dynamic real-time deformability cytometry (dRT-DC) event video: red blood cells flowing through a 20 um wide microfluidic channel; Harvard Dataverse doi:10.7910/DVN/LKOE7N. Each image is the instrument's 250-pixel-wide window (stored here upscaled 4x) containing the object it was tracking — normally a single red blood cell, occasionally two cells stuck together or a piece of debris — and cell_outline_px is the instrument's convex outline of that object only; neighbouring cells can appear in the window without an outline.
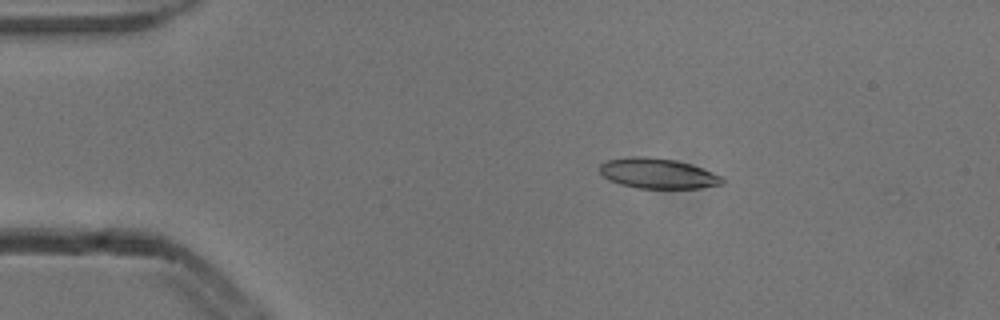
{"species": "common noctule bat (a hibernating species)", "species_latin": "Nyctalus noctula", "temperature_condition": "cold", "stored_images_in_passage": 5, "camera_frame_rate_fps": 3000, "um_per_image_px": 0.085, "animal": {"sex": "male", "body_mass_g": 13.3}, "frame": {"image": 1, "passage_image": 2, "time_ms": 0.333, "image_size_px": [1000, 320], "cell_outline_px": [[724, 184], [700, 188], [636, 188], [620, 184], [608, 180], [600, 172], [600, 164], [608, 160], [632, 156], [644, 156], [676, 160], [700, 168], [720, 176], [724, 180]], "centroid_in_image_um": [55.87, 14.75], "position_along_channel_um": 29.1, "area_um2": 21.39}}
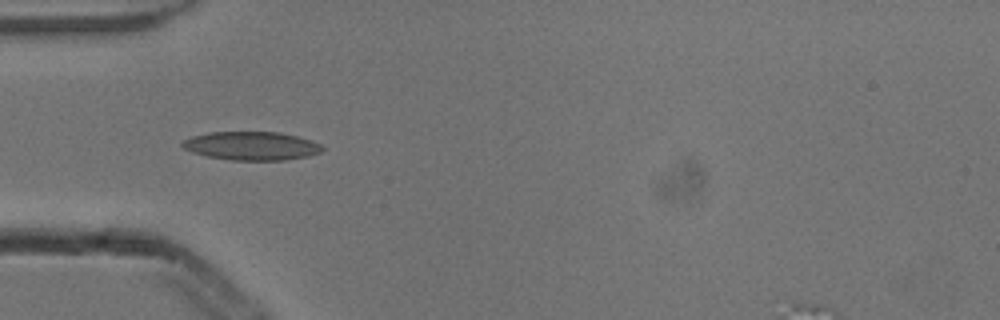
{"frame": {"image": 2, "passage_image": 4, "time_ms": 1.0, "image_size_px": [1000, 320], "cell_outline_px": [[324, 148], [320, 152], [308, 156], [284, 160], [232, 160], [208, 156], [192, 152], [184, 148], [180, 144], [184, 140], [192, 136], [208, 132], [280, 132], [312, 140], [320, 144]], "centroid_in_image_um": [21.38, 12.39], "position_along_channel_um": 63.6, "area_um2": 23.18}}
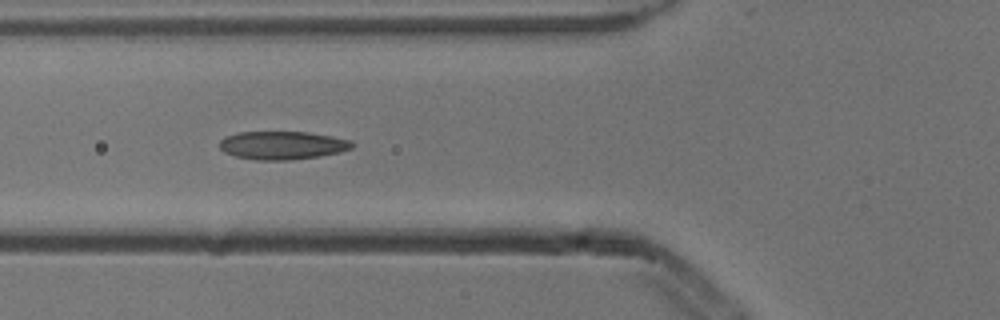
{"frame": {"image": 3, "passage_image": 5, "time_ms": 1.333, "image_size_px": [1000, 320], "cell_outline_px": [[356, 144], [352, 148], [340, 152], [320, 156], [288, 160], [256, 160], [236, 156], [224, 152], [220, 148], [220, 140], [224, 136], [236, 132], [308, 132], [332, 136], [352, 140]], "centroid_in_image_um": [24.02, 12.34], "position_along_channel_um": 101.8, "area_um2": 21.96}}